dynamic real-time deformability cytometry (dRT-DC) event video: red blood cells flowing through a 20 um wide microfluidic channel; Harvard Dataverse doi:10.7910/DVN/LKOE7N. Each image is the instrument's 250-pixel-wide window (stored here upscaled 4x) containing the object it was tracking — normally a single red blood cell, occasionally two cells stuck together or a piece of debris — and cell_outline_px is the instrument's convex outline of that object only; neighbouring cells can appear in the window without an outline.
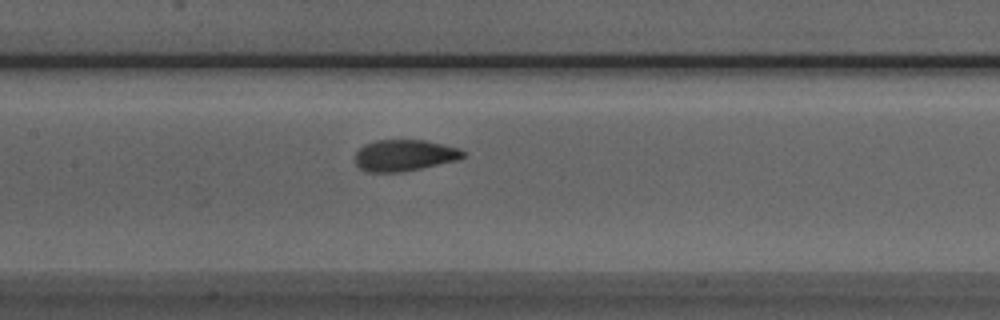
{"species": "Egyptian fruit bat (a non-hibernating species)", "species_latin": "Rousettus aegyptiacus", "temperature_condition": "room temperature", "stored_images_in_passage": 15, "camera_frame_rate_fps": 3000, "um_per_image_px": 0.085, "animal": {"sex": "male"}, "frame": {"image": 1, "passage_image": 9, "time_ms": 2.667, "image_size_px": [1000, 320], "cell_outline_px": [[464, 156], [460, 160], [400, 172], [368, 172], [360, 168], [356, 164], [356, 152], [364, 144], [376, 140], [424, 140], [460, 148], [464, 152]], "centroid_in_image_um": [34.38, 13.2], "position_along_channel_um": 173.0, "area_um2": 19.71}}
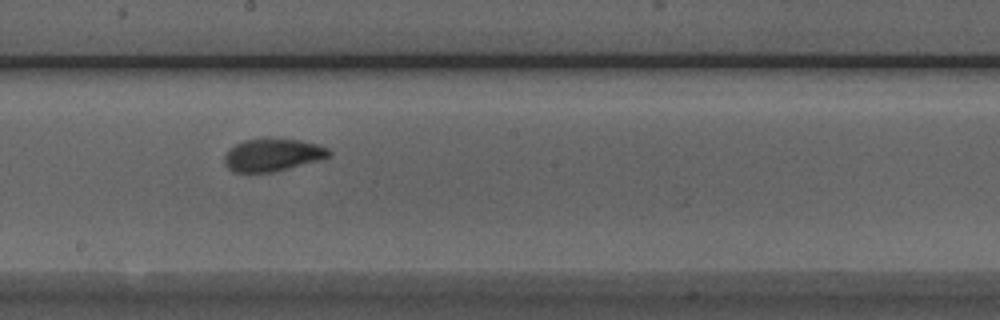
{"frame": {"image": 2, "passage_image": 13, "time_ms": 4.0, "image_size_px": [1000, 320], "cell_outline_px": [[332, 152], [328, 156], [320, 160], [272, 172], [232, 172], [224, 164], [224, 156], [236, 144], [244, 140], [276, 136], [300, 140], [316, 144], [328, 148]], "centroid_in_image_um": [23.17, 13.14], "position_along_channel_um": 225.0, "area_um2": 20.11}}